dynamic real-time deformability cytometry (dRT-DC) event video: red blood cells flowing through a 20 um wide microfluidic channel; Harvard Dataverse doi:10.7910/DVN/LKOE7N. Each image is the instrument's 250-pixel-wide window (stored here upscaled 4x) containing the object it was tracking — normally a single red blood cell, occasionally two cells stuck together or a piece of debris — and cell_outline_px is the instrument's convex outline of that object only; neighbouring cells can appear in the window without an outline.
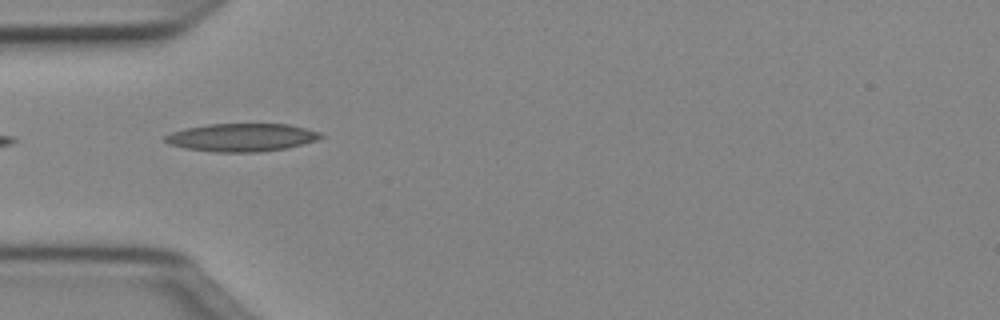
{"species": "Egyptian fruit bat (a non-hibernating species)", "species_latin": "Rousettus aegyptiacus", "temperature_condition": "cold", "stored_images_in_passage": 23, "camera_frame_rate_fps": 3000, "um_per_image_px": 0.085, "animal": {"sex": "female"}, "frame": {"image": 1, "passage_image": 1, "time_ms": 0.0, "image_size_px": [1000, 320], "cell_outline_px": [[324, 136], [316, 140], [288, 148], [260, 152], [212, 152], [184, 148], [168, 144], [164, 140], [164, 136], [172, 132], [184, 128], [208, 124], [288, 124], [320, 132]], "centroid_in_image_um": [20.51, 11.69], "position_along_channel_um": 64.5, "area_um2": 25.49}}